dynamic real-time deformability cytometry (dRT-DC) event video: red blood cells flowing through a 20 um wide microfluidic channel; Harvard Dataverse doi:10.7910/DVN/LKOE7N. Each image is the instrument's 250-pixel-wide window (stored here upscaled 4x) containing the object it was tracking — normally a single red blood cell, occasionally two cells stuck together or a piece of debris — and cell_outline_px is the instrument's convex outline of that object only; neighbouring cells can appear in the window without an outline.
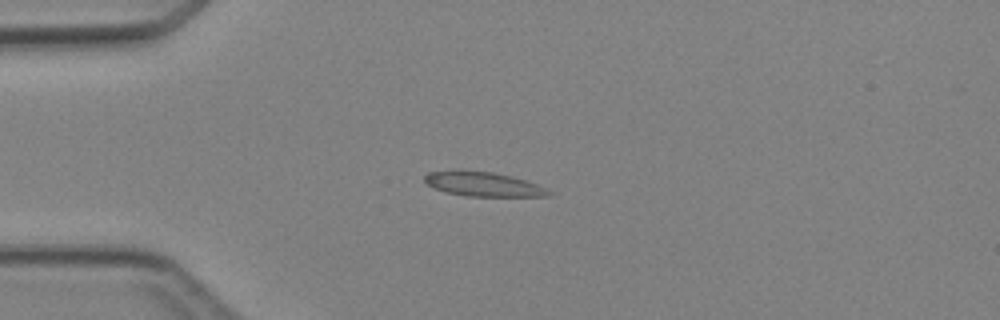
{"species": "Egyptian fruit bat (a non-hibernating species)", "species_latin": "Rousettus aegyptiacus", "temperature_condition": "cold", "stored_images_in_passage": 4, "camera_frame_rate_fps": 3000, "um_per_image_px": 0.085, "animal": {"sex": "female"}, "frame": {"image": 1, "passage_image": 3, "time_ms": 3.333, "image_size_px": [1000, 320], "cell_outline_px": [[556, 192], [552, 196], [468, 196], [444, 192], [428, 184], [424, 180], [424, 176], [428, 172], [492, 172], [512, 176], [536, 184]], "centroid_in_image_um": [41.18, 15.69], "position_along_channel_um": 43.8, "area_um2": 17.11}}